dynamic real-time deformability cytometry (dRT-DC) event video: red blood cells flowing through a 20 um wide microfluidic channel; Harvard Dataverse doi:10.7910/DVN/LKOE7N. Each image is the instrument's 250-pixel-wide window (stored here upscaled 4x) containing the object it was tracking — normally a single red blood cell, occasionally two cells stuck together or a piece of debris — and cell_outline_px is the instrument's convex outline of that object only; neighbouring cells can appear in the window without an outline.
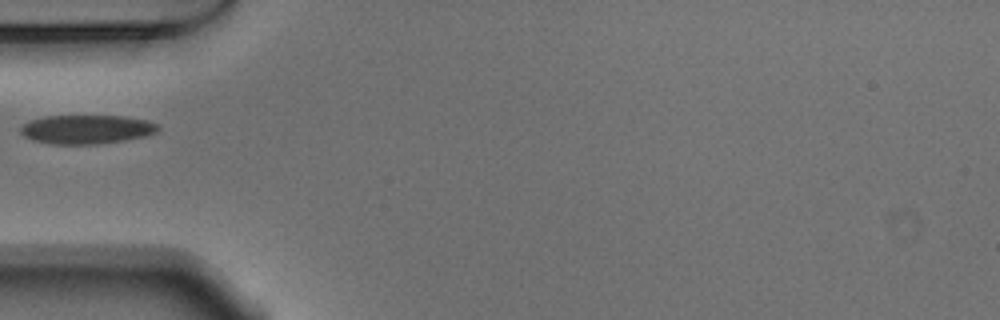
{"species": "Egyptian fruit bat (a non-hibernating species)", "species_latin": "Rousettus aegyptiacus", "temperature_condition": "warm", "stored_images_in_passage": 33, "camera_frame_rate_fps": 3000, "um_per_image_px": 0.085, "animal": {"sex": "male"}, "frame": {"image": 1, "passage_image": 1, "time_ms": 0.0, "image_size_px": [1000, 320], "cell_outline_px": [[160, 128], [156, 132], [144, 136], [124, 140], [96, 144], [48, 144], [32, 140], [24, 136], [20, 132], [20, 128], [28, 120], [44, 116], [124, 116], [148, 120], [156, 124]], "centroid_in_image_um": [7.32, 10.99], "position_along_channel_um": 77.7, "area_um2": 23.24}}
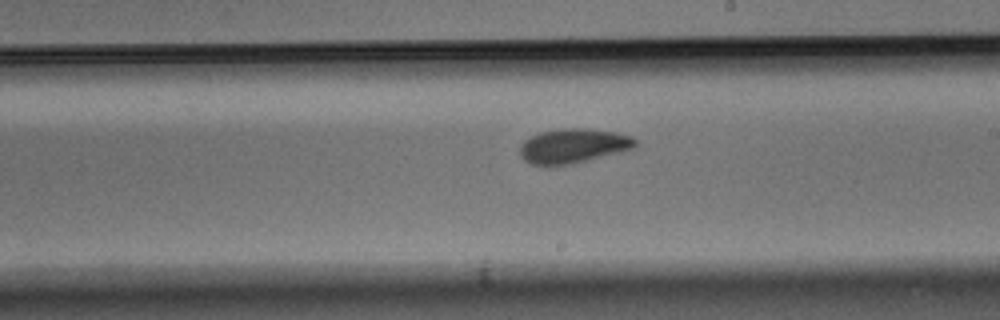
{"frame": {"image": 2, "passage_image": 14, "time_ms": 4.333, "image_size_px": [1000, 320], "cell_outline_px": [[640, 144], [636, 148], [572, 164], [552, 168], [532, 164], [524, 160], [520, 156], [520, 144], [524, 140], [540, 132], [564, 128], [588, 128], [616, 132], [632, 136]], "centroid_in_image_um": [48.73, 12.42], "position_along_channel_um": 240.3, "area_um2": 23.81}}
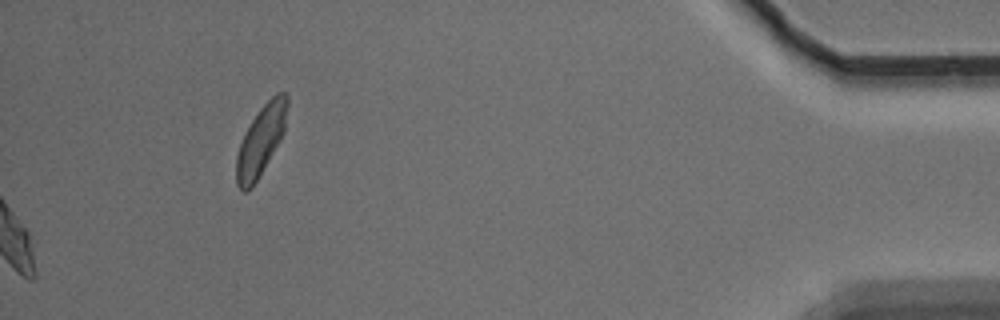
{"frame": {"image": 3, "passage_image": 33, "time_ms": 10.667, "image_size_px": [1000, 320], "cell_outline_px": [[288, 104], [284, 132], [280, 140], [252, 188], [248, 192], [244, 192], [236, 184], [236, 156], [240, 144], [252, 120], [260, 108], [276, 92], [284, 92], [288, 96]], "centroid_in_image_um": [22.18, 11.94], "position_along_channel_um": 413.0, "area_um2": 20.46}}